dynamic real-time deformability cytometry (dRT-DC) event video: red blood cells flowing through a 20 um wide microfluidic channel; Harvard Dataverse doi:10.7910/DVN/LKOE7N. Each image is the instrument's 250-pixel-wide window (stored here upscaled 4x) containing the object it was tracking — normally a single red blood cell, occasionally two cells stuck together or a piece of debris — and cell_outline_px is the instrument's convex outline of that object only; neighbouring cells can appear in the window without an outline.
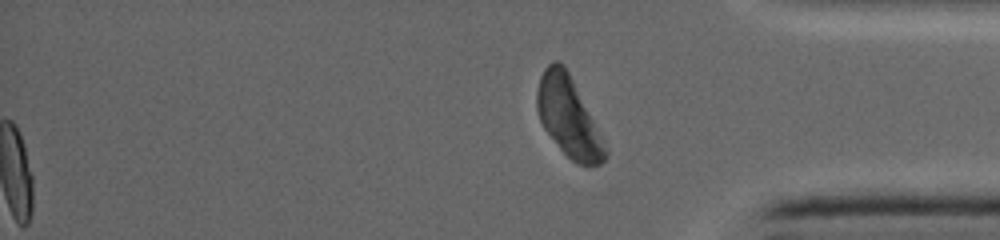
{"species": "common noctule bat (a hibernating species)", "species_latin": "Nyctalus noctula", "temperature_condition": "warm", "stored_images_in_passage": 30, "segment_of_instrument_passage": [2, 2], "camera_frame_rate_fps": 5000, "um_per_image_px": 0.085, "animal": {"sex": "female", "body_mass_g": 19.0, "forearm_length_mm": 53.3}, "frame": {"image": 1, "passage_image": 30, "time_ms": 14.2, "image_size_px": [1000, 240], "cell_outline_px": [[608, 156], [600, 164], [588, 168], [576, 164], [560, 148], [544, 128], [540, 120], [536, 108], [536, 92], [540, 76], [544, 68], [552, 60], [556, 60], [564, 64], [608, 152]], "centroid_in_image_um": [48.28, 9.95], "position_along_channel_um": 386.9, "area_um2": 31.04}}